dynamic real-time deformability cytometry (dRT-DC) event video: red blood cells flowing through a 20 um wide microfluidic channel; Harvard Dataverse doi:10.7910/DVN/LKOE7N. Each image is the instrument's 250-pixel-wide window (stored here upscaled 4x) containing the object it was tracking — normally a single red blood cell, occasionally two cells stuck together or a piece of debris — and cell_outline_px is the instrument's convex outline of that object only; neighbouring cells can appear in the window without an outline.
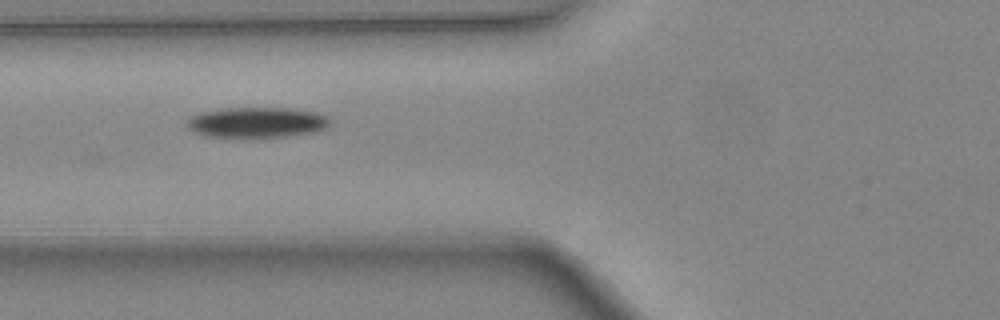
{"species": "common noctule bat (a hibernating species)", "species_latin": "Nyctalus noctula", "temperature_condition": "warm", "stored_images_in_passage": 4, "camera_frame_rate_fps": 3000, "um_per_image_px": 0.085, "animal": {"sex": "female", "body_mass_g": 24.6, "forearm_length_mm": 56.2}, "frame": {"image": 1, "passage_image": 4, "time_ms": 1.0, "image_size_px": [1000, 320], "cell_outline_px": [[332, 120], [328, 128], [312, 132], [284, 136], [204, 136], [192, 132], [184, 124], [188, 116], [200, 112], [220, 108], [292, 108], [316, 112], [328, 116]], "centroid_in_image_um": [21.79, 10.38], "position_along_channel_um": 104.0, "area_um2": 25.55}}